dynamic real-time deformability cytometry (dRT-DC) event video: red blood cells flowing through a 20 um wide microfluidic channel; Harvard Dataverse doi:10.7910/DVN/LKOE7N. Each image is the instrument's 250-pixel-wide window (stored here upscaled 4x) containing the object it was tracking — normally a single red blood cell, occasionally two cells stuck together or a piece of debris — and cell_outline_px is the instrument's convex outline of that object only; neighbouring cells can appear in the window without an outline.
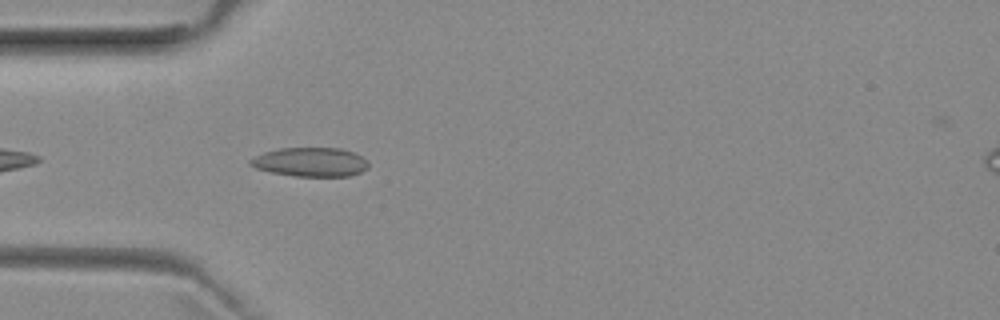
{"species": "common noctule bat (a hibernating species)", "species_latin": "Nyctalus noctula", "temperature_condition": "room temperature", "stored_images_in_passage": 16, "camera_frame_rate_fps": 3000, "um_per_image_px": 0.085, "animal": {"sex": "female", "body_mass_g": 29.2, "forearm_length_mm": 56.3}, "frame": {"image": 1, "passage_image": 3, "time_ms": 0.667, "image_size_px": [1000, 320], "cell_outline_px": [[368, 168], [360, 172], [348, 176], [296, 176], [272, 172], [256, 168], [248, 164], [248, 160], [264, 152], [280, 148], [340, 148], [352, 152], [360, 156], [368, 164]], "centroid_in_image_um": [26.36, 13.77], "position_along_channel_um": 58.6, "area_um2": 19.77}}